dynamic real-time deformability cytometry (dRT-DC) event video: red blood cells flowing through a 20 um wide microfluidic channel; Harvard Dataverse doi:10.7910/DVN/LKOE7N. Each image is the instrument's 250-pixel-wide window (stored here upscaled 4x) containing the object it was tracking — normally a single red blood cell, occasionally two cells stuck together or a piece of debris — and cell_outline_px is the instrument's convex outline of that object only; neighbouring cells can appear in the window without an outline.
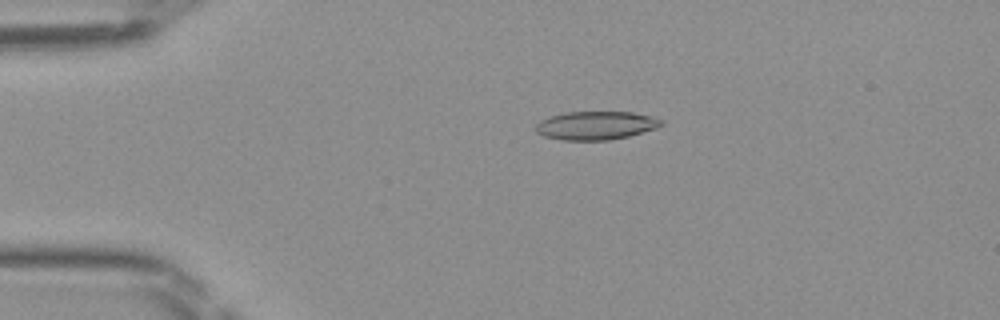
{"species": "Egyptian fruit bat (a non-hibernating species)", "species_latin": "Rousettus aegyptiacus", "temperature_condition": "room temperature", "stored_images_in_passage": 47, "camera_frame_rate_fps": 3000, "um_per_image_px": 0.085, "frame": {"image": 1, "passage_image": 10, "time_ms": 3.0, "image_size_px": [1000, 320], "cell_outline_px": [[664, 124], [656, 128], [628, 136], [608, 140], [560, 140], [544, 136], [536, 132], [536, 124], [540, 120], [548, 116], [564, 112], [632, 112], [652, 116], [664, 120]], "centroid_in_image_um": [50.64, 10.66], "position_along_channel_um": 34.4, "area_um2": 20.92}}
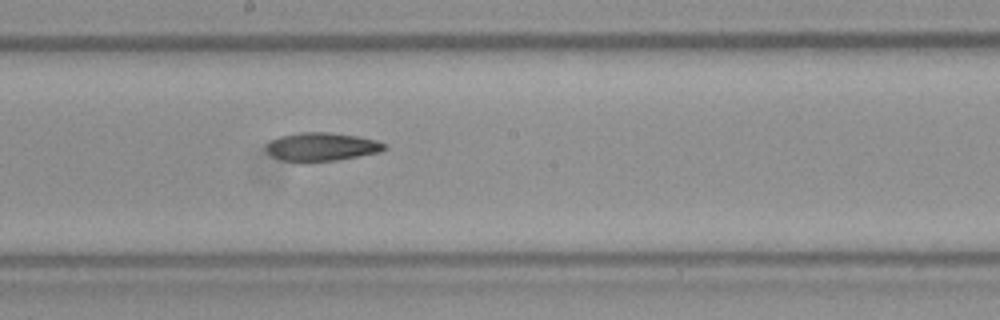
{"frame": {"image": 2, "passage_image": 26, "time_ms": 8.333, "image_size_px": [1000, 320], "cell_outline_px": [[388, 148], [380, 152], [336, 160], [300, 164], [280, 160], [272, 156], [264, 148], [272, 140], [280, 136], [300, 132], [328, 132], [360, 136], [376, 140], [388, 144]], "centroid_in_image_um": [27.34, 12.5], "position_along_channel_um": 220.9, "area_um2": 20.11}}
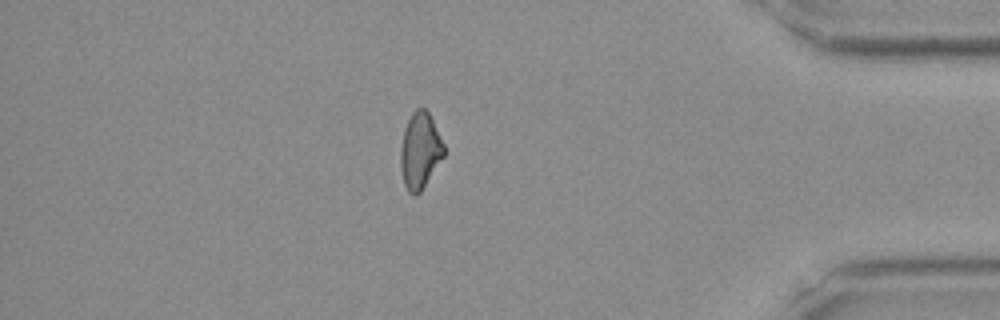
{"frame": {"image": 3, "passage_image": 41, "time_ms": 13.333, "image_size_px": [1000, 320], "cell_outline_px": [[444, 156], [420, 192], [416, 196], [412, 196], [408, 192], [404, 184], [400, 168], [400, 148], [404, 128], [412, 112], [416, 108], [424, 108], [428, 112], [444, 144]], "centroid_in_image_um": [35.68, 12.83], "position_along_channel_um": 399.5, "area_um2": 19.25}}